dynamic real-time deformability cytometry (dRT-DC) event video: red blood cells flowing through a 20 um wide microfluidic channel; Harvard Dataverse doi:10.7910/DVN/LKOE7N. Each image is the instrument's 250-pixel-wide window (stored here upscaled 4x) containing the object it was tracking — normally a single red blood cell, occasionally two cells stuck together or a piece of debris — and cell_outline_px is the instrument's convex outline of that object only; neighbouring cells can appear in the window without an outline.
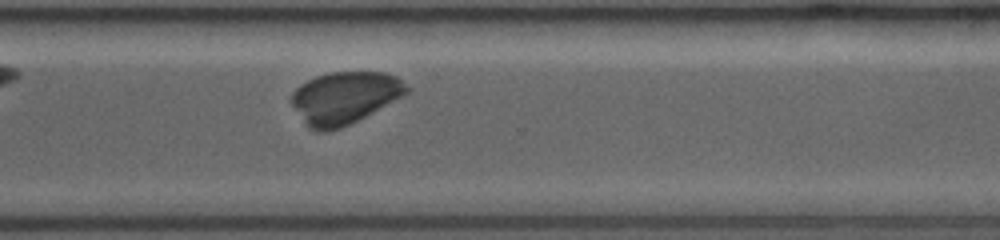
{"species": "common noctule bat (a hibernating species)", "species_latin": "Nyctalus noctula", "temperature_condition": "room temperature", "stored_images_in_passage": 34, "segment_of_instrument_passage": [1, 2], "camera_frame_rate_fps": 3500, "um_per_image_px": 0.085, "animal": {"sex": "female", "body_mass_g": 19.0, "forearm_length_mm": 53.3}, "frame": {"image": 1, "passage_image": 25, "time_ms": 6.857, "image_size_px": [1000, 240], "cell_outline_px": [[408, 92], [372, 112], [340, 128], [324, 132], [316, 132], [308, 128], [292, 104], [292, 92], [296, 88], [308, 80], [316, 76], [332, 72], [384, 72], [396, 76], [408, 88]], "centroid_in_image_um": [29.25, 8.31], "position_along_channel_um": 341.4, "area_um2": 34.33}}